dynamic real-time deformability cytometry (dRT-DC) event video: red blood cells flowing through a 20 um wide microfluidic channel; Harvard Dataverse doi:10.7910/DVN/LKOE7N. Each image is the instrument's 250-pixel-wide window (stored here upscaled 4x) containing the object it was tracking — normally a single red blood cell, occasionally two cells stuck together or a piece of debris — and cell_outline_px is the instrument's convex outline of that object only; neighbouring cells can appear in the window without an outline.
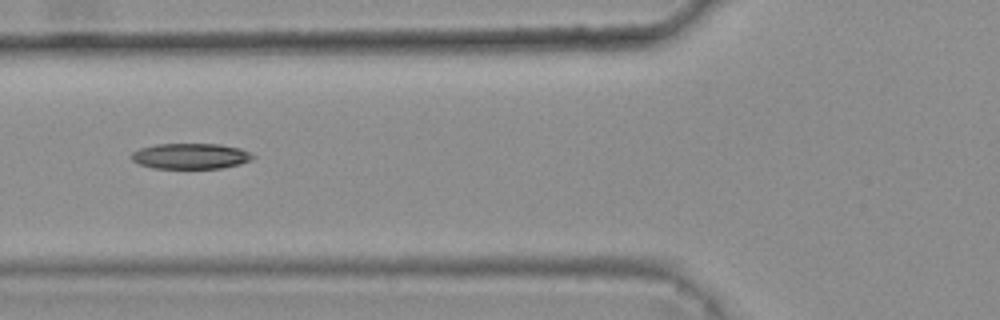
{"species": "common noctule bat (a hibernating species)", "species_latin": "Nyctalus noctula", "temperature_condition": "warm", "stored_images_in_passage": 9, "camera_frame_rate_fps": 3000, "um_per_image_px": 0.085, "animal": {"sex": "female", "body_mass_g": 25.1}, "frame": {"image": 1, "passage_image": 6, "time_ms": 1.667, "image_size_px": [1000, 320], "cell_outline_px": [[256, 156], [252, 160], [240, 164], [220, 168], [152, 168], [140, 164], [132, 160], [132, 152], [140, 148], [156, 144], [220, 144], [240, 148]], "centroid_in_image_um": [16.22, 13.27], "position_along_channel_um": 109.6, "area_um2": 18.09}}
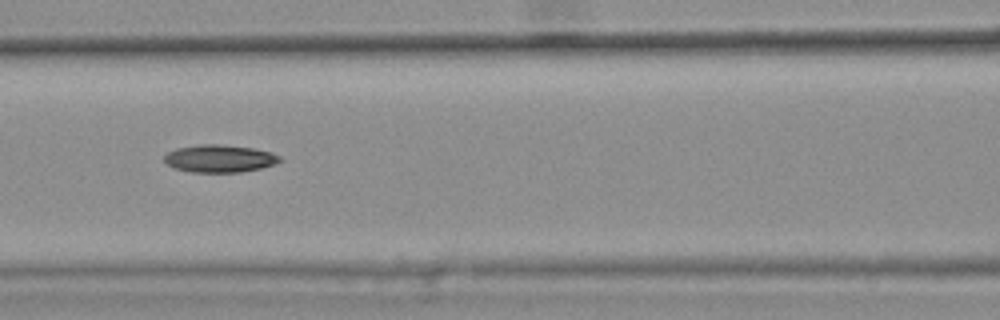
{"frame": {"image": 2, "passage_image": 7, "time_ms": 2.0, "image_size_px": [1000, 320], "cell_outline_px": [[284, 160], [276, 164], [260, 168], [240, 172], [192, 172], [176, 168], [168, 164], [164, 160], [164, 156], [168, 152], [176, 148], [200, 144], [216, 144], [252, 148], [268, 152], [280, 156]], "centroid_in_image_um": [18.67, 13.48], "position_along_channel_um": 147.9, "area_um2": 18.38}}